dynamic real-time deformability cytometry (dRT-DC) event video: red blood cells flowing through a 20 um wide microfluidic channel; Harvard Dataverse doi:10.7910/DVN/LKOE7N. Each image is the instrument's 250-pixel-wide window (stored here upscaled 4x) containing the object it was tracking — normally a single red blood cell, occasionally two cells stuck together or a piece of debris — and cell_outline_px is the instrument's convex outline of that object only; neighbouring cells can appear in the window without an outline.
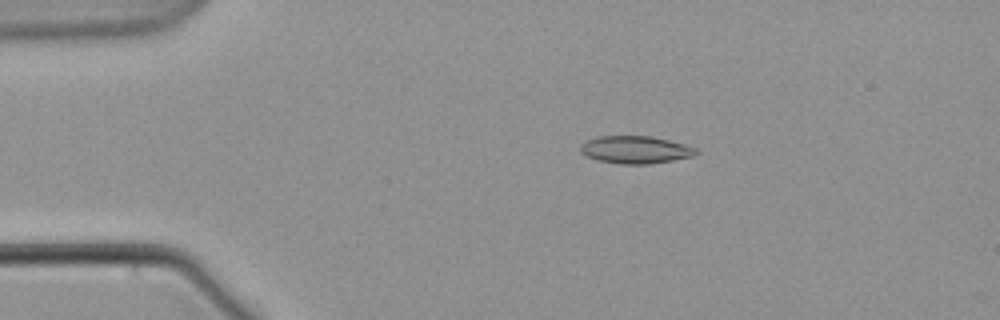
{"species": "common noctule bat (a hibernating species)", "species_latin": "Nyctalus noctula", "temperature_condition": "warm", "stored_images_in_passage": 53, "camera_frame_rate_fps": 3000, "um_per_image_px": 0.085, "animal": {"sex": "male", "body_mass_g": 21.5, "forearm_length_mm": 52.0}, "frame": {"image": 1, "passage_image": 5, "time_ms": 1.333, "image_size_px": [1000, 320], "cell_outline_px": [[700, 152], [692, 156], [672, 160], [648, 164], [620, 164], [596, 160], [580, 152], [580, 144], [596, 136], [652, 136], [684, 144], [696, 148]], "centroid_in_image_um": [53.99, 12.72], "position_along_channel_um": 31.0, "area_um2": 18.55}}
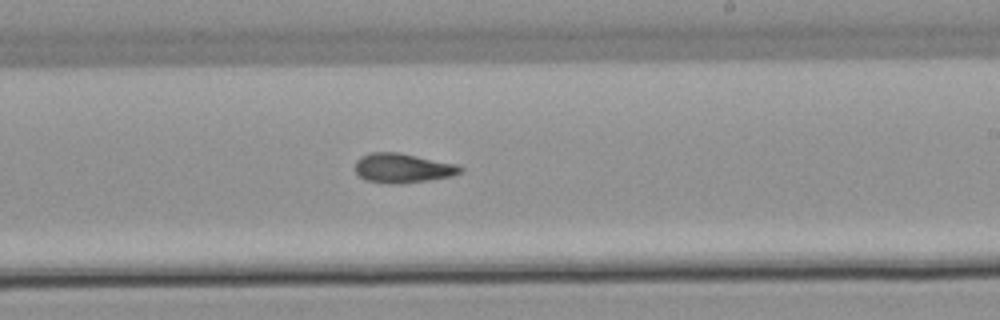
{"frame": {"image": 2, "passage_image": 29, "time_ms": 9.333, "image_size_px": [1000, 320], "cell_outline_px": [[464, 172], [452, 176], [428, 180], [400, 184], [396, 184], [364, 180], [356, 172], [356, 160], [360, 156], [372, 152], [400, 152], [456, 164], [464, 168]], "centroid_in_image_um": [34.25, 14.28], "position_along_channel_um": 254.8, "area_um2": 18.15}}
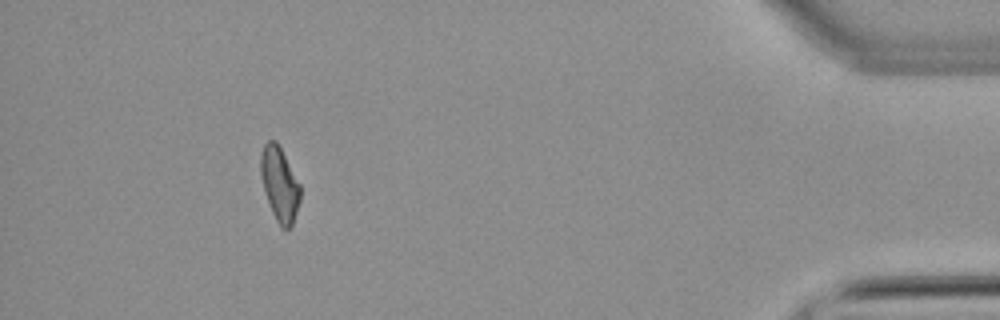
{"frame": {"image": 3, "passage_image": 48, "time_ms": 15.667, "image_size_px": [1000, 320], "cell_outline_px": [[300, 200], [292, 224], [288, 228], [280, 228], [268, 204], [264, 192], [260, 172], [260, 152], [264, 144], [268, 140], [276, 140], [300, 184]], "centroid_in_image_um": [23.74, 15.64], "position_along_channel_um": 411.5, "area_um2": 17.11}}